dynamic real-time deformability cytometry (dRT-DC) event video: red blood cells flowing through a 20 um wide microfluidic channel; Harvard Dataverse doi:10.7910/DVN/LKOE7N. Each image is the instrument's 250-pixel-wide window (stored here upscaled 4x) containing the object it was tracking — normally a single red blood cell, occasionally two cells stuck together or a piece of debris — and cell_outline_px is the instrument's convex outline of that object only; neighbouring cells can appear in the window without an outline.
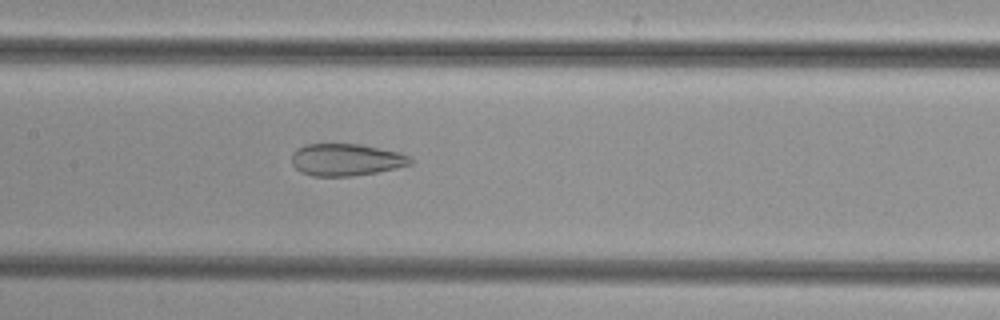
{"species": "common noctule bat (a hibernating species)", "species_latin": "Nyctalus noctula", "temperature_condition": "cold", "stored_images_in_passage": 51, "camera_frame_rate_fps": 3000, "um_per_image_px": 0.085, "animal": {"sex": "female", "body_mass_g": 29.2, "forearm_length_mm": 56.3}, "frame": {"image": 1, "passage_image": 24, "time_ms": 7.667, "image_size_px": [1000, 320], "cell_outline_px": [[412, 164], [396, 168], [376, 172], [352, 176], [312, 176], [300, 172], [292, 164], [292, 152], [296, 148], [304, 144], [360, 144], [400, 152], [408, 156], [412, 160]], "centroid_in_image_um": [29.39, 13.57], "position_along_channel_um": 178.0, "area_um2": 22.31}}
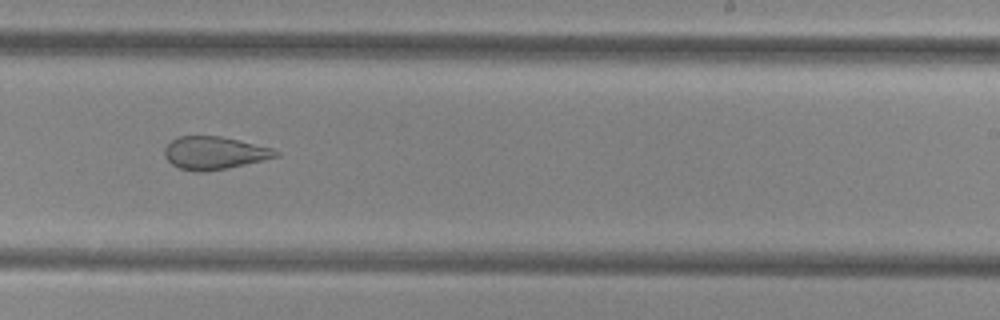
{"frame": {"image": 2, "passage_image": 31, "time_ms": 10.0, "image_size_px": [1000, 320], "cell_outline_px": [[280, 156], [228, 168], [200, 172], [196, 172], [180, 168], [172, 164], [164, 156], [164, 148], [172, 140], [180, 136], [220, 136], [272, 148], [280, 152]], "centroid_in_image_um": [18.21, 13.0], "position_along_channel_um": 270.8, "area_um2": 21.1}}
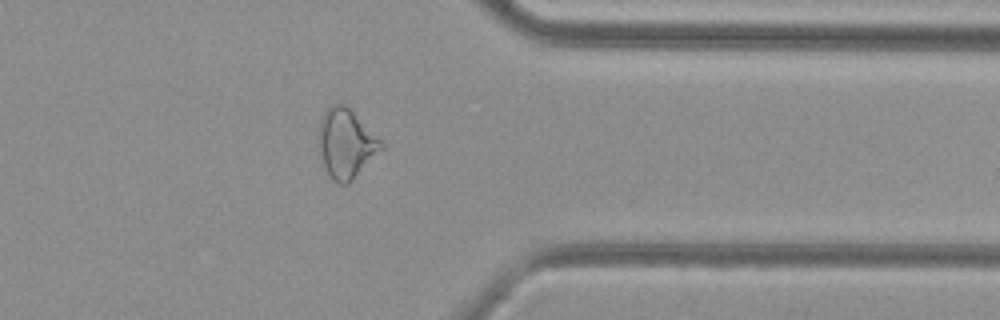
{"frame": {"image": 3, "passage_image": 40, "time_ms": 13.0, "image_size_px": [1000, 320], "cell_outline_px": [[384, 148], [348, 184], [340, 184], [332, 180], [324, 164], [320, 148], [320, 120], [324, 112], [332, 104], [344, 104], [384, 144]], "centroid_in_image_um": [29.43, 12.22], "position_along_channel_um": 382.0, "area_um2": 24.33}}